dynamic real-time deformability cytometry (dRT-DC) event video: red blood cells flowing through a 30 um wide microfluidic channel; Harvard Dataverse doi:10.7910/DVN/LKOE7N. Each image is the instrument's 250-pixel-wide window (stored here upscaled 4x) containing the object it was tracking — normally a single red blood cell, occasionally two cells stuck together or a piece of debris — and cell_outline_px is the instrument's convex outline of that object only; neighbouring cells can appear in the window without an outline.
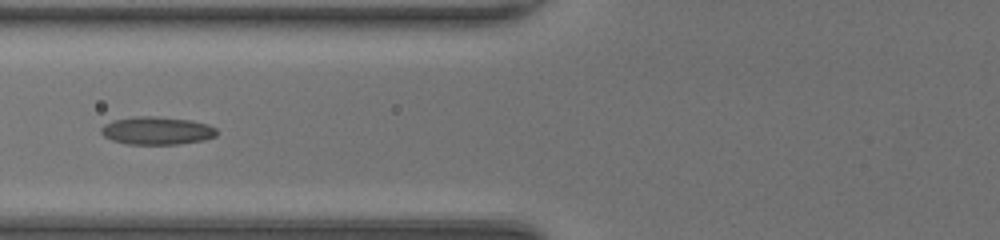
{"species": "common noctule bat (a hibernating species)", "species_latin": "Nyctalus noctula", "temperature_condition": "room temperature", "stored_images_in_passage": 38, "camera_frame_rate_fps": 3000, "um_per_image_px": 0.085, "animal": {"sex": "female", "body_mass_g": 20.0, "forearm_length_mm": 54.0}, "frame": {"image": 1, "passage_image": 23, "time_ms": 7.333, "image_size_px": [1000, 240], "cell_outline_px": [[216, 136], [204, 140], [176, 144], [128, 144], [112, 140], [104, 136], [100, 132], [100, 128], [104, 124], [112, 120], [132, 116], [156, 116], [192, 120], [208, 124], [216, 128]], "centroid_in_image_um": [13.31, 11.09], "position_along_channel_um": 112.5, "area_um2": 18.96}}
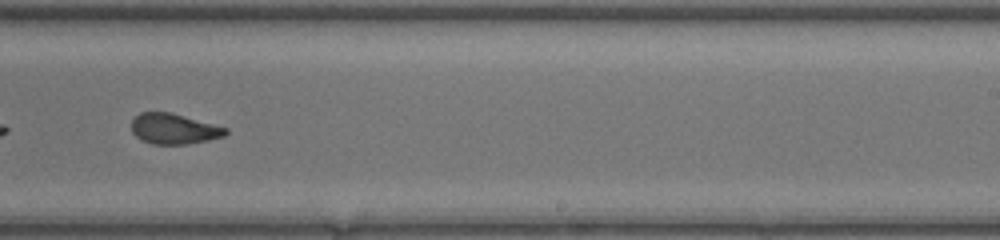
{"frame": {"image": 2, "passage_image": 34, "time_ms": 11.0, "image_size_px": [1000, 240], "cell_outline_px": [[228, 132], [224, 136], [208, 140], [188, 144], [152, 144], [140, 140], [132, 132], [132, 120], [140, 112], [172, 112], [228, 128]], "centroid_in_image_um": [14.78, 10.95], "position_along_channel_um": 274.2, "area_um2": 16.82}}